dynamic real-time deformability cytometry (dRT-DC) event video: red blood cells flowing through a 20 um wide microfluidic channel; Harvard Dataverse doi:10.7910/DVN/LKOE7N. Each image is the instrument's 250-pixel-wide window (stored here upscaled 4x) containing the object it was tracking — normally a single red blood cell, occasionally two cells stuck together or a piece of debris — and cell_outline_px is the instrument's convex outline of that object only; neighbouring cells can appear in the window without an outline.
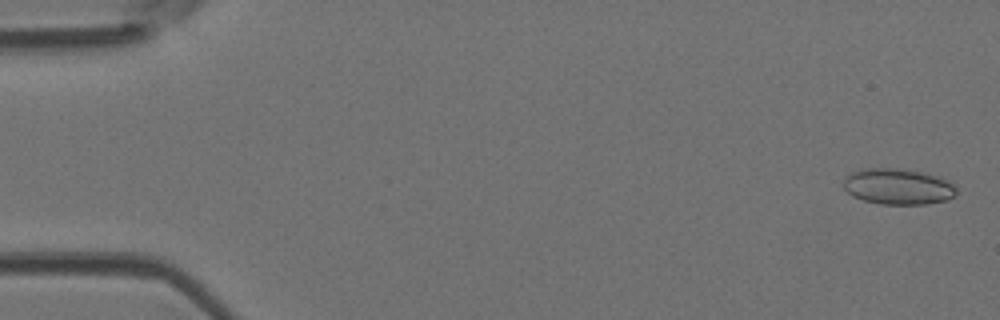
{"species": "Egyptian fruit bat (a non-hibernating species)", "species_latin": "Rousettus aegyptiacus", "temperature_condition": "room temperature", "stored_images_in_passage": 50, "camera_frame_rate_fps": 3000, "um_per_image_px": 0.085, "animal": {"sex": "female"}, "frame": {"image": 1, "passage_image": 2, "time_ms": 0.333, "image_size_px": [1000, 320], "cell_outline_px": [[956, 196], [948, 200], [928, 204], [880, 204], [864, 200], [852, 196], [844, 188], [844, 176], [852, 172], [864, 168], [900, 168], [920, 172], [936, 176], [948, 180], [956, 188]], "centroid_in_image_um": [76.33, 15.86], "position_along_channel_um": 8.7, "area_um2": 23.76}}
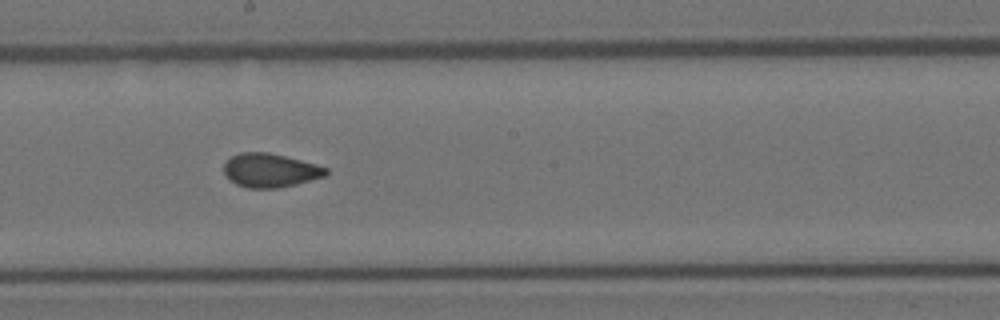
{"frame": {"image": 2, "passage_image": 28, "time_ms": 9.0, "image_size_px": [1000, 320], "cell_outline_px": [[328, 172], [324, 176], [296, 184], [276, 188], [248, 188], [236, 184], [224, 172], [224, 164], [232, 156], [240, 152], [268, 152], [316, 164], [328, 168]], "centroid_in_image_um": [22.97, 14.47], "position_along_channel_um": 225.2, "area_um2": 19.83}}
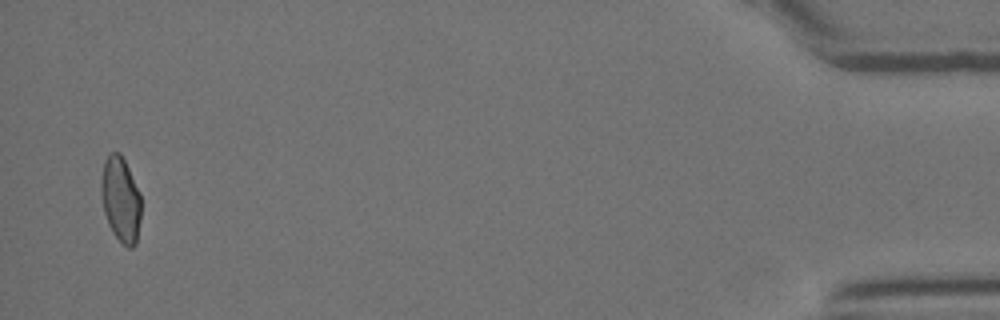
{"frame": {"image": 3, "passage_image": 49, "time_ms": 16.0, "image_size_px": [1000, 320], "cell_outline_px": [[140, 216], [136, 244], [132, 248], [128, 248], [112, 232], [108, 224], [104, 212], [100, 192], [100, 184], [104, 160], [112, 152], [120, 152], [140, 192]], "centroid_in_image_um": [10.24, 16.95], "position_along_channel_um": 425.0, "area_um2": 19.77}, "authors_computed_cell_mechanics": {"area_um2": 20.3745, "velocity_mm_per_s": 4.0797, "shape_relaxation_time_tau1_ms": 8.5671, "shape_relaxation_time_tau2_ms": 1.0272, "deformation_change_tau1": 0.165, "deformation_change_tau2": 0.0705}}